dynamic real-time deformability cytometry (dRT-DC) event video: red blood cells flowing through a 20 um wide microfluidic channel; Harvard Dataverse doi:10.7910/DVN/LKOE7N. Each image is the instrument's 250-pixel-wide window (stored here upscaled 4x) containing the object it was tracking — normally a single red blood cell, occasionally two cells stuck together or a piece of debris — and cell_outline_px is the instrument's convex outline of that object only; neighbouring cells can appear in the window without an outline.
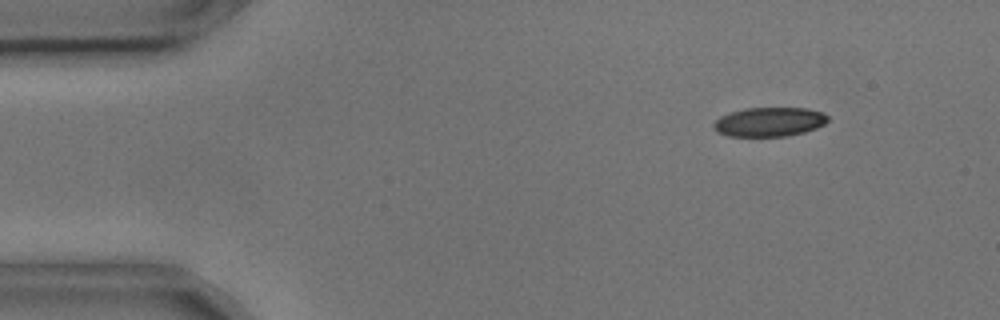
{"species": "common noctule bat (a hibernating species)", "species_latin": "Nyctalus noctula", "temperature_condition": "cold", "stored_images_in_passage": 12, "camera_frame_rate_fps": 3000, "um_per_image_px": 0.085, "animal": {"sex": "male", "body_mass_g": 17.9, "forearm_length_mm": 54.2}, "frame": {"image": 1, "passage_image": 6, "time_ms": 1.667, "image_size_px": [1000, 320], "cell_outline_px": [[828, 120], [824, 124], [816, 128], [804, 132], [788, 136], [728, 136], [720, 132], [712, 124], [720, 116], [728, 112], [744, 108], [808, 108], [824, 112], [828, 116]], "centroid_in_image_um": [65.42, 10.35], "position_along_channel_um": 19.6, "area_um2": 19.48}}